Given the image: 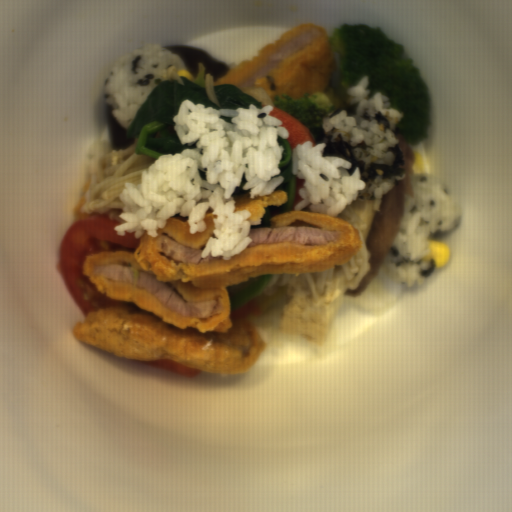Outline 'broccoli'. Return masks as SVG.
I'll list each match as a JSON object with an SVG mask.
<instances>
[{
	"instance_id": "1706d50b",
	"label": "broccoli",
	"mask_w": 512,
	"mask_h": 512,
	"mask_svg": "<svg viewBox=\"0 0 512 512\" xmlns=\"http://www.w3.org/2000/svg\"><path fill=\"white\" fill-rule=\"evenodd\" d=\"M336 70L324 91L292 99L274 95L273 107L289 113L322 144L326 117L343 108L347 90L364 76H369V98L378 91L385 94L389 107L401 115L394 134L411 145L429 139L432 131L431 92L404 45L386 36L379 26L367 23H342L328 36Z\"/></svg>"
}]
</instances>
